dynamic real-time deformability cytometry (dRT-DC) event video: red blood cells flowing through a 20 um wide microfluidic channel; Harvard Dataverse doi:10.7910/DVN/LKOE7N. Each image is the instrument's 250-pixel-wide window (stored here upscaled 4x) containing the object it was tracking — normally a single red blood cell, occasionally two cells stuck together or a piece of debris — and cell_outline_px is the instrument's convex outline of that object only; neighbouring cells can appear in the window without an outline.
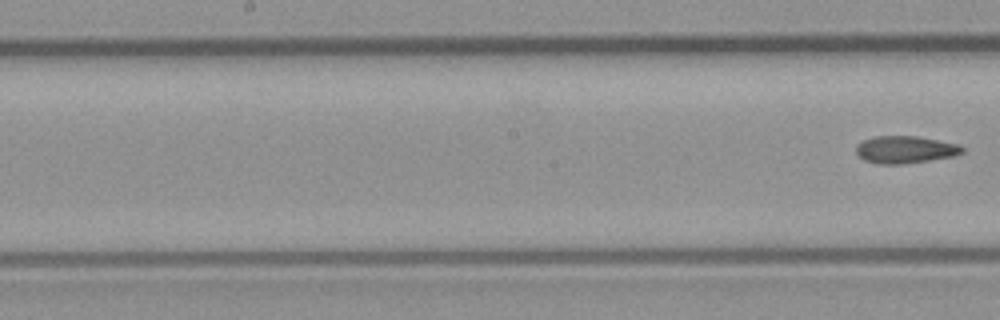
{"species": "common noctule bat (a hibernating species)", "species_latin": "Nyctalus noctula", "temperature_condition": "room temperature", "stored_images_in_passage": 11, "segment_of_instrument_passage": [2, 2], "camera_frame_rate_fps": 3000, "um_per_image_px": 0.085, "animal": {"sex": "male", "body_mass_g": 23.1, "forearm_length_mm": 52.7}, "frame": {"image": 1, "passage_image": 11, "time_ms": 3.333, "image_size_px": [1000, 320], "cell_outline_px": [[964, 152], [956, 156], [904, 164], [880, 164], [864, 160], [856, 152], [856, 144], [864, 140], [876, 136], [916, 136], [960, 144], [964, 148]], "centroid_in_image_um": [76.98, 12.72], "position_along_channel_um": 171.2, "area_um2": 16.99}}